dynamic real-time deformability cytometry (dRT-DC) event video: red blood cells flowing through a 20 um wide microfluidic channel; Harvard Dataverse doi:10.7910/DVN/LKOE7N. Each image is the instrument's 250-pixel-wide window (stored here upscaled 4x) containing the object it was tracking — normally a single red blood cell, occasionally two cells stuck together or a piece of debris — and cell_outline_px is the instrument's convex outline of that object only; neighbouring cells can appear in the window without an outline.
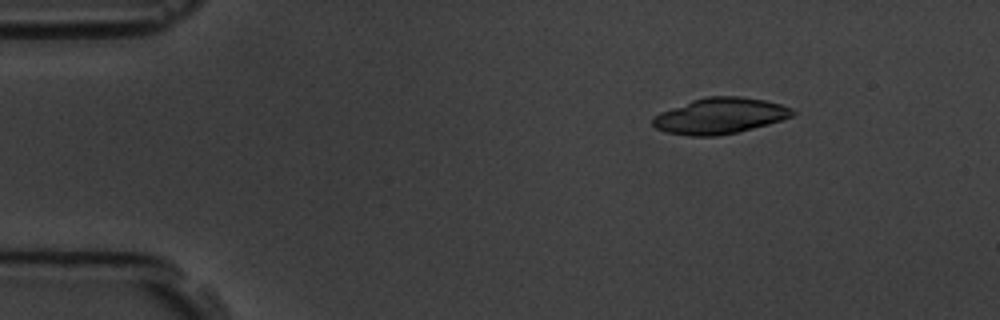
{"species": "common noctule bat (a hibernating species)", "species_latin": "Nyctalus noctula", "temperature_condition": "room temperature", "stored_images_in_passage": 6, "segment_of_instrument_passage": [1, 2], "camera_frame_rate_fps": 3000, "um_per_image_px": 0.085, "animal": {"sex": "male", "body_mass_g": 19.5, "forearm_length_mm": 54.6}, "frame": {"image": 1, "passage_image": 3, "time_ms": 2.333, "image_size_px": [1000, 320], "cell_outline_px": [[796, 112], [792, 116], [768, 124], [736, 132], [716, 136], [688, 136], [668, 132], [656, 128], [652, 124], [652, 116], [660, 112], [692, 100], [708, 96], [740, 96], [764, 100], [780, 104], [792, 108]], "centroid_in_image_um": [61.17, 9.84], "position_along_channel_um": 23.8, "area_um2": 29.07}}